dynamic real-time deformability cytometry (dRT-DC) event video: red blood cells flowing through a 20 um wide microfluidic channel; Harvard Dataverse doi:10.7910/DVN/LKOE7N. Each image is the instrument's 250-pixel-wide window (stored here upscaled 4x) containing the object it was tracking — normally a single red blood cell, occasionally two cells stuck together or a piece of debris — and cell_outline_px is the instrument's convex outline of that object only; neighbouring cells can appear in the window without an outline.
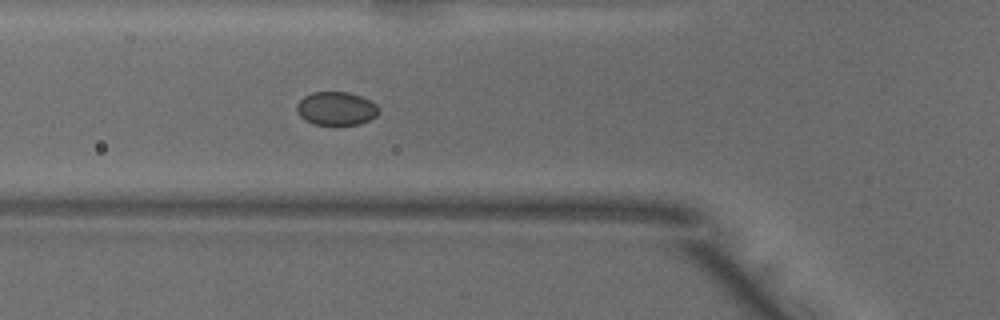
{"species": "common noctule bat (a hibernating species)", "species_latin": "Nyctalus noctula", "temperature_condition": "warm", "stored_images_in_passage": 49, "camera_frame_rate_fps": 3000, "um_per_image_px": 0.085, "animal": {"sex": "male", "body_mass_g": 18.8}, "frame": {"image": 1, "passage_image": 16, "time_ms": 5.0, "image_size_px": [1000, 320], "cell_outline_px": [[380, 112], [376, 116], [360, 124], [316, 124], [304, 120], [296, 112], [296, 104], [304, 96], [312, 92], [348, 92], [360, 96], [376, 104], [380, 108]], "centroid_in_image_um": [28.57, 9.22], "position_along_channel_um": 97.2, "area_um2": 15.95}}
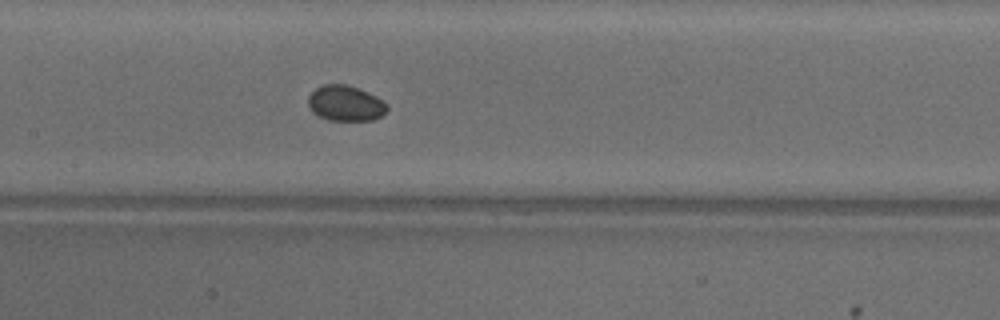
{"frame": {"image": 2, "passage_image": 22, "time_ms": 7.0, "image_size_px": [1000, 320], "cell_outline_px": [[388, 112], [372, 120], [328, 120], [312, 112], [308, 104], [308, 96], [316, 88], [324, 84], [348, 84], [368, 92], [376, 96], [388, 104]], "centroid_in_image_um": [29.38, 8.77], "position_along_channel_um": 178.0, "area_um2": 16.42}}
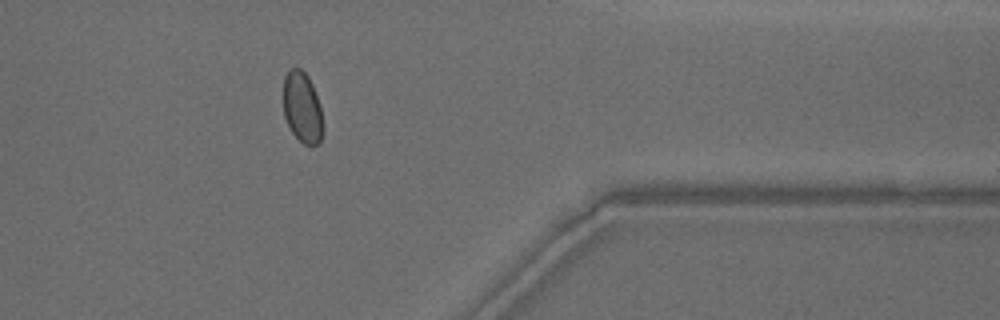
{"frame": {"image": 3, "passage_image": 39, "time_ms": 12.667, "image_size_px": [1000, 320], "cell_outline_px": [[324, 128], [320, 140], [316, 144], [304, 144], [288, 128], [284, 116], [284, 76], [288, 68], [300, 68], [308, 76], [312, 84], [320, 108], [324, 124]], "centroid_in_image_um": [25.68, 9.12], "position_along_channel_um": 385.7, "area_um2": 16.36}}